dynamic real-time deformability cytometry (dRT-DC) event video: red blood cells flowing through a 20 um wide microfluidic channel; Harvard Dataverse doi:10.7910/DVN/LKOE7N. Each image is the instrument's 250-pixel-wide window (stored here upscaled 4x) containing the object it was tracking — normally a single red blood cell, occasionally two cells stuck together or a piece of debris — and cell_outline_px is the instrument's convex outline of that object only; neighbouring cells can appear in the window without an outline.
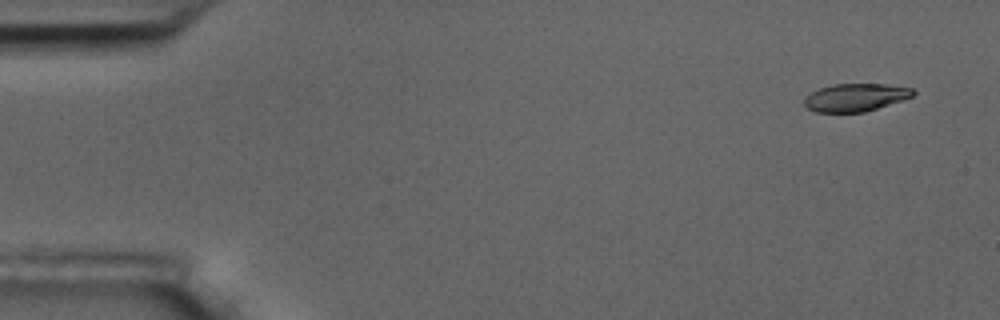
{"species": "common noctule bat (a hibernating species)", "species_latin": "Nyctalus noctula", "temperature_condition": "room temperature", "stored_images_in_passage": 5, "camera_frame_rate_fps": 3000, "um_per_image_px": 0.085, "animal": {"sex": "male", "body_mass_g": 17.5, "forearm_length_mm": 52.3}, "frame": {"image": 1, "passage_image": 1, "time_ms": 0.0, "image_size_px": [1000, 320], "cell_outline_px": [[916, 92], [912, 96], [904, 100], [864, 112], [816, 112], [808, 108], [804, 104], [804, 100], [812, 92], [820, 88], [836, 84], [884, 84], [912, 88]], "centroid_in_image_um": [72.75, 8.28], "position_along_channel_um": 12.3, "area_um2": 17.46}}
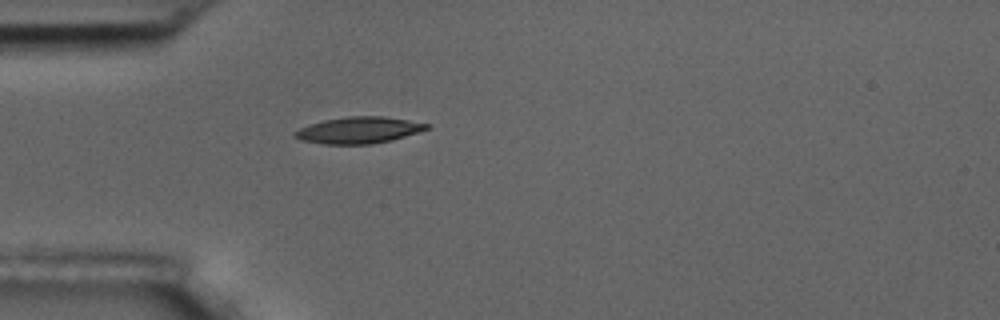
{"frame": {"image": 2, "passage_image": 5, "time_ms": 4.333, "image_size_px": [1000, 320], "cell_outline_px": [[428, 128], [420, 132], [392, 140], [372, 144], [324, 144], [300, 140], [292, 136], [292, 132], [300, 128], [324, 120], [348, 116], [384, 116], [408, 120], [428, 124]], "centroid_in_image_um": [30.47, 11.07], "position_along_channel_um": 54.5, "area_um2": 20.35}}